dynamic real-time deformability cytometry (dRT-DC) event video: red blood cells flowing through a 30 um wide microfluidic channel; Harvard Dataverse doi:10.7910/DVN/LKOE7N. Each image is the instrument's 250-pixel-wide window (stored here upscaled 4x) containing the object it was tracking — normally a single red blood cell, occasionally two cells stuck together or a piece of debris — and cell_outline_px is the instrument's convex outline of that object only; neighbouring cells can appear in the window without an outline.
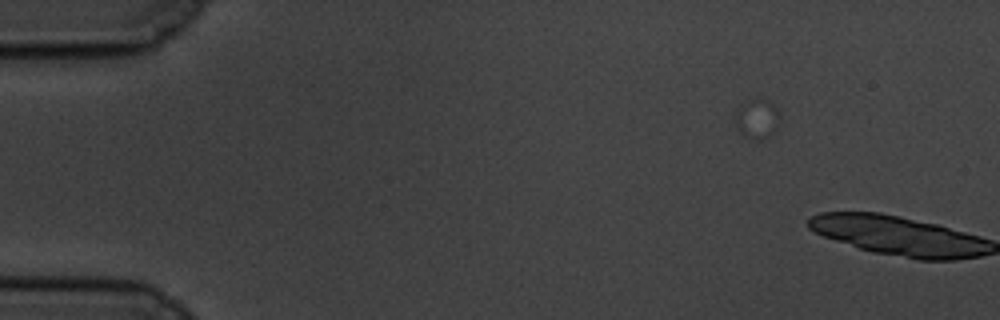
{"species": "common noctule bat (a hibernating species)", "species_latin": "Nyctalus noctula", "temperature_condition": "cold", "stored_images_in_passage": 3, "camera_frame_rate_fps": 3000, "um_per_image_px": 0.085, "animal": {"sex": "male", "body_mass_g": 19.5, "forearm_length_mm": 54.6}, "frame": {"image": 1, "passage_image": 2, "time_ms": 0.333, "image_size_px": [1000, 320], "cell_outline_px": [[780, 120], [772, 132], [760, 140], [756, 140], [740, 132], [732, 116], [740, 104], [752, 100], [760, 100], [772, 104], [780, 108]], "centroid_in_image_um": [64.33, 10.08], "position_along_channel_um": 20.7, "area_um2": 10.06}}